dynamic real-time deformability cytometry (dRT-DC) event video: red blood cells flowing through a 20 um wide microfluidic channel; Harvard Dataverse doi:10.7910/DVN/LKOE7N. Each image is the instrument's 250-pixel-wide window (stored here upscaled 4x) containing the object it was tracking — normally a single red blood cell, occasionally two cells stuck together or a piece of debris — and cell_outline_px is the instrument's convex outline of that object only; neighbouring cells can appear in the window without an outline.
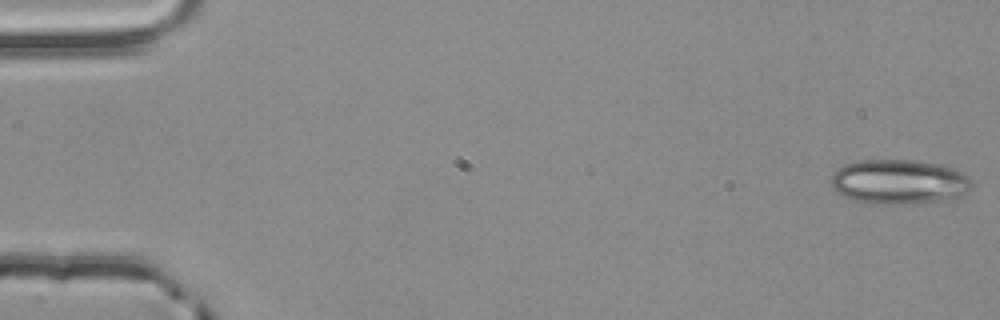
{"species": "common noctule bat (a hibernating species)", "species_latin": "Nyctalus noctula", "temperature_condition": "room temperature", "stored_images_in_passage": 5, "camera_frame_rate_fps": 3000, "um_per_image_px": 0.085, "animal": {"sex": "male", "body_mass_g": 20.4}, "frame": {"image": 1, "passage_image": 5, "time_ms": 1.333, "image_size_px": [1000, 320], "cell_outline_px": [[972, 188], [968, 192], [952, 200], [904, 204], [884, 204], [852, 200], [836, 192], [828, 184], [832, 176], [844, 164], [860, 160], [916, 160], [940, 164], [964, 172], [968, 176], [972, 184]], "centroid_in_image_um": [76.45, 15.46], "position_along_channel_um": 8.6, "area_um2": 37.05}}